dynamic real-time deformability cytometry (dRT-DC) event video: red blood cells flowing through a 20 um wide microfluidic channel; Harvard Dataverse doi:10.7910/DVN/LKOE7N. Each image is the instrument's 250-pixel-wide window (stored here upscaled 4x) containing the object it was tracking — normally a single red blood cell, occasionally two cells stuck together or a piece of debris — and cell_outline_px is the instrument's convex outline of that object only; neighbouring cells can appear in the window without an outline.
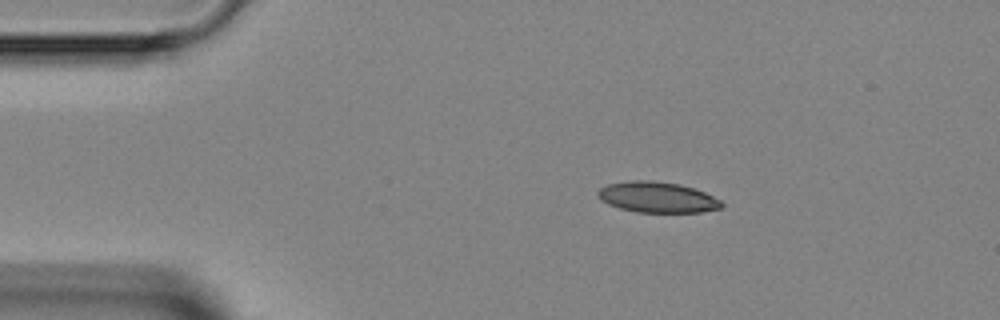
{"species": "Egyptian fruit bat (a non-hibernating species)", "species_latin": "Rousettus aegyptiacus", "temperature_condition": "room temperature", "stored_images_in_passage": 4, "camera_frame_rate_fps": 3000, "um_per_image_px": 0.085, "animal": {"sex": "female"}, "frame": {"image": 1, "passage_image": 2, "time_ms": 1.333, "image_size_px": [1000, 320], "cell_outline_px": [[724, 204], [720, 208], [700, 212], [636, 212], [620, 208], [608, 204], [600, 200], [596, 192], [600, 188], [608, 184], [632, 180], [652, 180], [680, 184], [704, 192], [720, 200]], "centroid_in_image_um": [55.84, 16.76], "position_along_channel_um": 29.2, "area_um2": 22.08}}
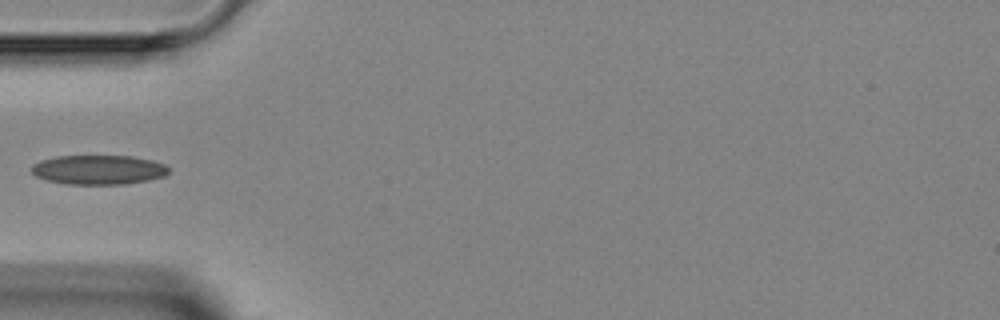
{"frame": {"image": 2, "passage_image": 4, "time_ms": 3.667, "image_size_px": [1000, 320], "cell_outline_px": [[168, 172], [164, 176], [148, 180], [124, 184], [64, 184], [48, 180], [36, 176], [32, 172], [32, 164], [40, 160], [56, 156], [132, 156], [152, 160], [164, 164], [168, 168]], "centroid_in_image_um": [8.36, 14.42], "position_along_channel_um": 76.6, "area_um2": 23.47}}